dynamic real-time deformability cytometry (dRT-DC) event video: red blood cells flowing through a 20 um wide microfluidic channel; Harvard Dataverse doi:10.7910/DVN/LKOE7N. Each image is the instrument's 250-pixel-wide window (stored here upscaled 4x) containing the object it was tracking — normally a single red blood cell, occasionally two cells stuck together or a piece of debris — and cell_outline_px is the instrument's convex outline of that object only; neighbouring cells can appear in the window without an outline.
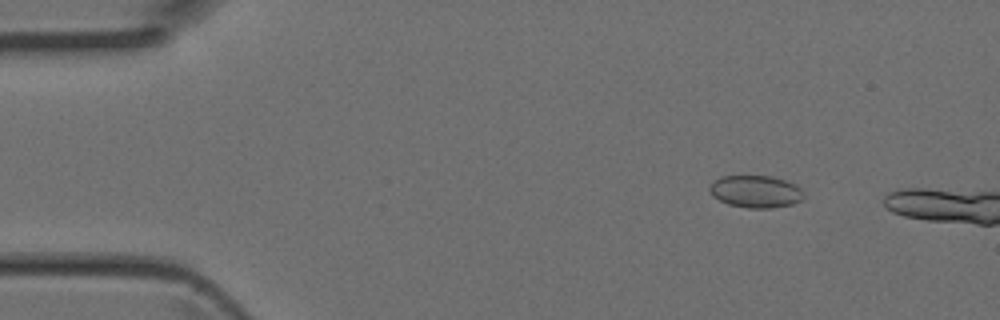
{"species": "Egyptian fruit bat (a non-hibernating species)", "species_latin": "Rousettus aegyptiacus", "temperature_condition": "room temperature", "stored_images_in_passage": 13, "camera_frame_rate_fps": 3000, "um_per_image_px": 0.085, "animal": {"sex": "female"}, "frame": {"image": 1, "passage_image": 6, "time_ms": 1.667, "image_size_px": [1000, 320], "cell_outline_px": [[804, 200], [792, 204], [772, 208], [748, 208], [728, 204], [712, 196], [708, 188], [720, 176], [772, 176], [796, 184], [804, 192]], "centroid_in_image_um": [64.27, 16.29], "position_along_channel_um": 20.7, "area_um2": 17.8}}